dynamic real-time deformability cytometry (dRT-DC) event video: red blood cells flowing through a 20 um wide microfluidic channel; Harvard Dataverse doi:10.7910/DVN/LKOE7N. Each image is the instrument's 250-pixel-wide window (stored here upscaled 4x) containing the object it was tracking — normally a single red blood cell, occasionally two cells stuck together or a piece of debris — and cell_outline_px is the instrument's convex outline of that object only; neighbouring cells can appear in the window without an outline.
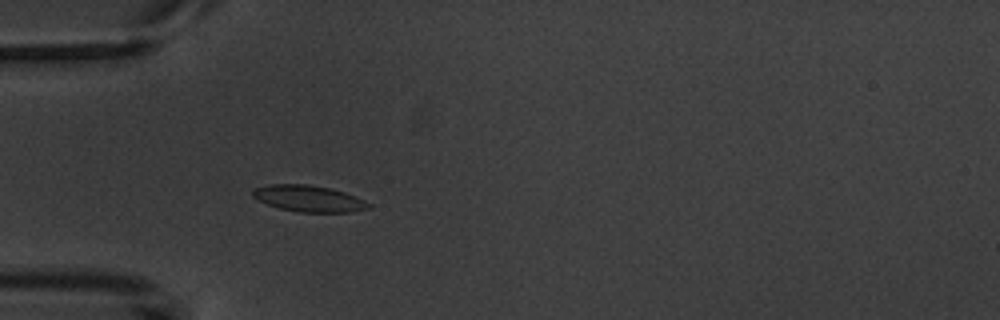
{"species": "common noctule bat (a hibernating species)", "species_latin": "Nyctalus noctula", "temperature_condition": "warm", "stored_images_in_passage": 5, "camera_frame_rate_fps": 3000, "um_per_image_px": 0.085, "animal": {"sex": "male", "body_mass_g": 20.1, "forearm_length_mm": 53.5}, "frame": {"image": 1, "passage_image": 5, "time_ms": 4.667, "image_size_px": [1000, 320], "cell_outline_px": [[372, 208], [352, 212], [300, 212], [280, 208], [256, 200], [252, 196], [252, 192], [256, 188], [268, 184], [308, 184], [328, 188], [344, 192], [364, 200], [372, 204]], "centroid_in_image_um": [26.26, 16.88], "position_along_channel_um": 58.7, "area_um2": 17.8}}